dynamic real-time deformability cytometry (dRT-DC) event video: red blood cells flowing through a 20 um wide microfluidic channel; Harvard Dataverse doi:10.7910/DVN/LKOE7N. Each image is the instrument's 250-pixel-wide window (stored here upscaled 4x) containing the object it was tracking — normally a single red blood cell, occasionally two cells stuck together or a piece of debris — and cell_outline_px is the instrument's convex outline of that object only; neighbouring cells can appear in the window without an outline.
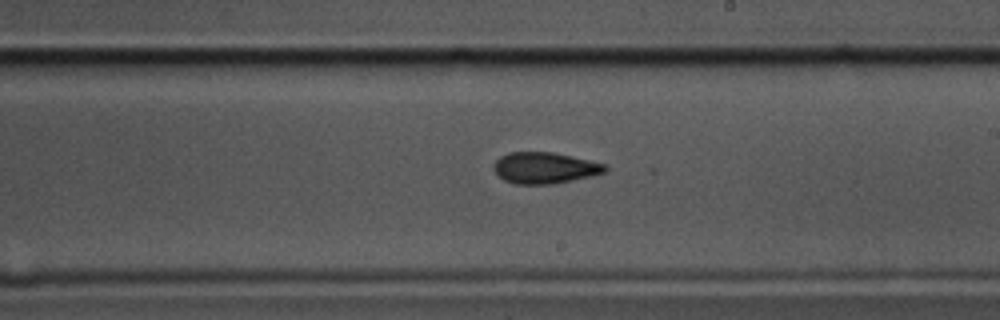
{"species": "common noctule bat (a hibernating species)", "species_latin": "Nyctalus noctula", "temperature_condition": "cold", "stored_images_in_passage": 57, "camera_frame_rate_fps": 3000, "um_per_image_px": 0.085, "animal": {"sex": "male", "body_mass_g": 17.5, "forearm_length_mm": 52.3}, "frame": {"image": 1, "passage_image": 33, "time_ms": 10.667, "image_size_px": [1000, 320], "cell_outline_px": [[608, 172], [592, 176], [552, 184], [512, 184], [504, 180], [492, 168], [492, 164], [500, 156], [508, 152], [552, 152], [572, 156], [608, 164]], "centroid_in_image_um": [46.32, 14.27], "position_along_channel_um": 242.7, "area_um2": 20.58}}
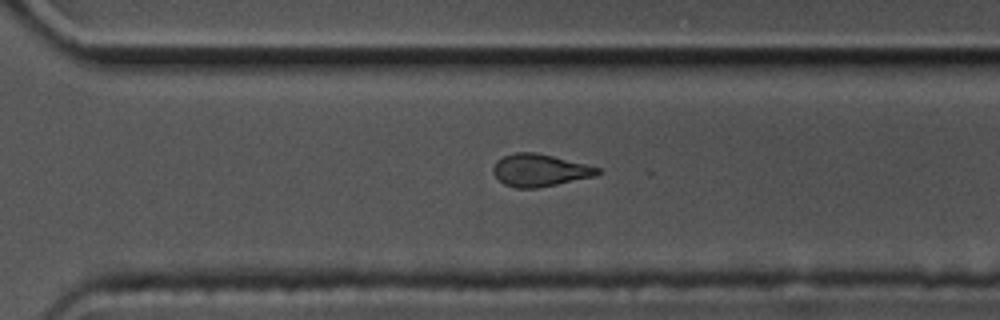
{"frame": {"image": 2, "passage_image": 40, "time_ms": 13.0, "image_size_px": [1000, 320], "cell_outline_px": [[600, 172], [596, 176], [536, 188], [516, 188], [504, 184], [492, 172], [492, 168], [496, 160], [504, 156], [516, 152], [532, 152], [552, 156], [588, 164], [600, 168]], "centroid_in_image_um": [45.87, 14.47], "position_along_channel_um": 324.7, "area_um2": 19.59}}
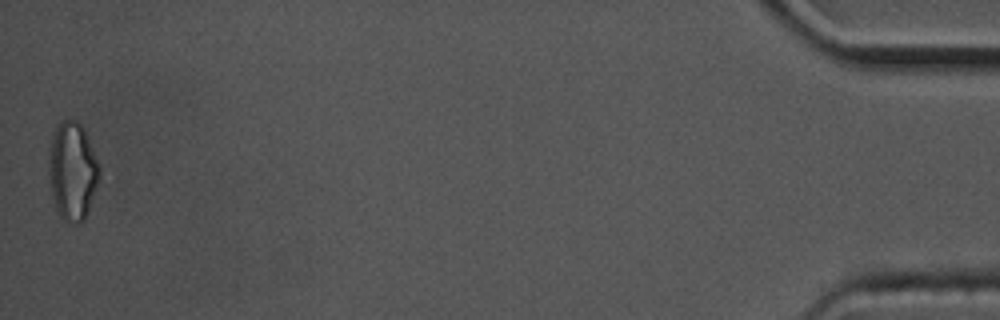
{"frame": {"image": 3, "passage_image": 57, "time_ms": 18.667, "image_size_px": [1000, 320], "cell_outline_px": [[100, 172], [84, 220], [80, 224], [72, 224], [64, 220], [60, 216], [56, 208], [52, 196], [48, 168], [48, 152], [52, 136], [56, 128], [64, 120], [76, 120], [84, 128], [100, 168]], "centroid_in_image_um": [6.13, 14.54], "position_along_channel_um": 429.1, "area_um2": 28.55}, "authors_computed_cell_mechanics": {"area_um2": 20.5768, "velocity_mm_per_s": 3.5172, "shape_relaxation_time_tau1_ms": 4.5694, "shape_relaxation_time_tau2_ms": 2.6289, "deformation_change_tau1": 0.1219, "deformation_change_tau2": 0.0824}}